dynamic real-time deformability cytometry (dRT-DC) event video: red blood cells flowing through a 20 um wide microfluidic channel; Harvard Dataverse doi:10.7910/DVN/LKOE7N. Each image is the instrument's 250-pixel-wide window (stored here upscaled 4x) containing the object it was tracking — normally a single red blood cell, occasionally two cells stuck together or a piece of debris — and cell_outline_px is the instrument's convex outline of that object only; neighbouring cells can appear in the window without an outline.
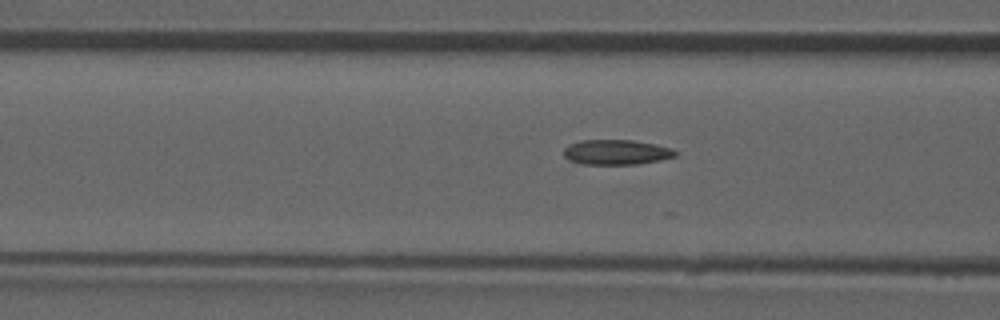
{"species": "common noctule bat (a hibernating species)", "species_latin": "Nyctalus noctula", "temperature_condition": "room temperature", "stored_images_in_passage": 25, "camera_frame_rate_fps": 3000, "um_per_image_px": 0.085, "animal": {"sex": "male", "forearm_length_mm": 52.5}, "frame": {"image": 1, "passage_image": 22, "time_ms": 7.0, "image_size_px": [1000, 320], "cell_outline_px": [[676, 156], [660, 160], [636, 164], [580, 164], [568, 160], [564, 156], [564, 148], [568, 144], [580, 140], [632, 140], [656, 144], [672, 148], [676, 152]], "centroid_in_image_um": [52.36, 12.93], "position_along_channel_um": 114.2, "area_um2": 16.36}}